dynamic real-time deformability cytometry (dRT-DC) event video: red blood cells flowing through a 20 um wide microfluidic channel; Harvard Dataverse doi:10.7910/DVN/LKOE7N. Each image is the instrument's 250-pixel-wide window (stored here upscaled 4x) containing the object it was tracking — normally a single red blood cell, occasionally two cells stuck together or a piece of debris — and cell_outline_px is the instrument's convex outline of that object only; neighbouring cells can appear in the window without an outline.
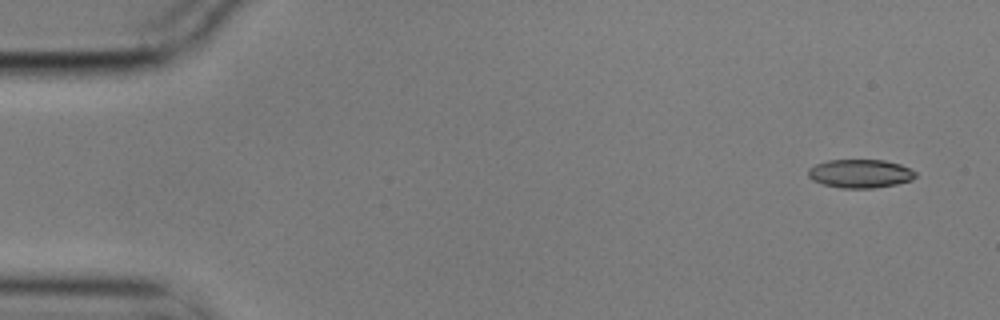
{"species": "common noctule bat (a hibernating species)", "species_latin": "Nyctalus noctula", "temperature_condition": "cold", "stored_images_in_passage": 5, "camera_frame_rate_fps": 3000, "um_per_image_px": 0.085, "animal": {"sex": "male", "body_mass_g": 17.9}, "frame": {"image": 1, "passage_image": 1, "time_ms": 0.0, "image_size_px": [1000, 320], "cell_outline_px": [[916, 176], [912, 180], [896, 184], [872, 188], [840, 188], [824, 184], [812, 180], [808, 176], [808, 168], [816, 164], [828, 160], [884, 160], [900, 164], [916, 172]], "centroid_in_image_um": [73.11, 14.75], "position_along_channel_um": 11.9, "area_um2": 17.8}}
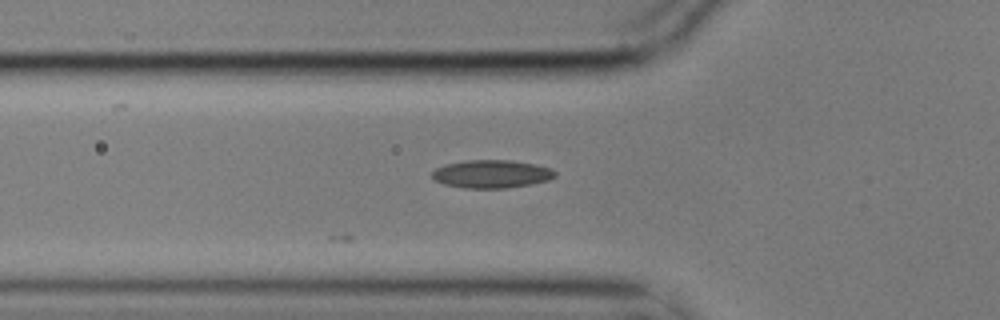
{"frame": {"image": 2, "passage_image": 5, "time_ms": 1.333, "image_size_px": [1000, 320], "cell_outline_px": [[556, 176], [548, 180], [532, 184], [508, 188], [464, 188], [444, 184], [436, 180], [432, 176], [432, 172], [436, 168], [444, 164], [468, 160], [512, 160], [536, 164], [552, 168], [556, 172]], "centroid_in_image_um": [41.82, 14.78], "position_along_channel_um": 84.0, "area_um2": 20.23}}